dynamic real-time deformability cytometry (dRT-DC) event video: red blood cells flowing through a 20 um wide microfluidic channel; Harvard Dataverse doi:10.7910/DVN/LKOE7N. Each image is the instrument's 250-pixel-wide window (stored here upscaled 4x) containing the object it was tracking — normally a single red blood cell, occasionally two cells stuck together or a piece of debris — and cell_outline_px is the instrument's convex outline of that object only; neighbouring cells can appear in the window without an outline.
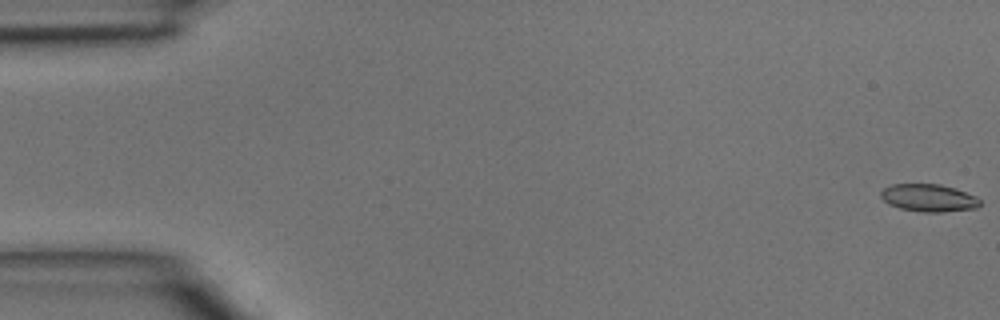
{"species": "common noctule bat (a hibernating species)", "species_latin": "Nyctalus noctula", "temperature_condition": "room temperature", "stored_images_in_passage": 46, "camera_frame_rate_fps": 3000, "um_per_image_px": 0.085, "animal": {"sex": "male", "body_mass_g": 15.6}, "frame": {"image": 1, "passage_image": 1, "time_ms": 0.0, "image_size_px": [1000, 320], "cell_outline_px": [[980, 204], [976, 208], [940, 212], [924, 212], [900, 208], [888, 204], [880, 196], [880, 192], [884, 188], [892, 184], [940, 184], [956, 188], [976, 196], [980, 200]], "centroid_in_image_um": [78.93, 16.81], "position_along_channel_um": 6.1, "area_um2": 15.9}}
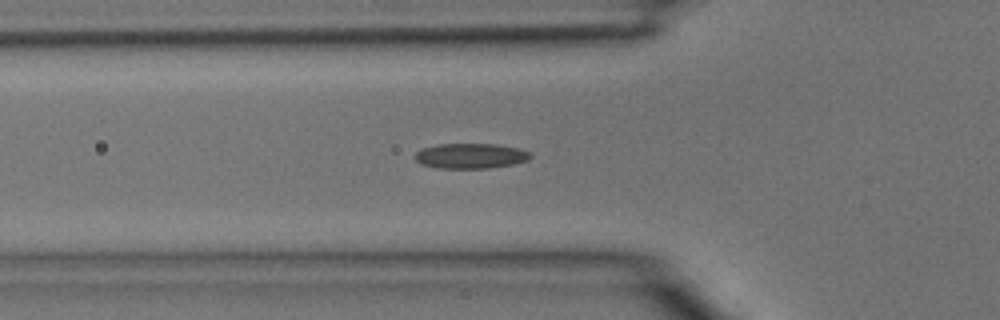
{"frame": {"image": 2, "passage_image": 16, "time_ms": 5.0, "image_size_px": [1000, 320], "cell_outline_px": [[532, 156], [528, 160], [512, 164], [488, 168], [436, 168], [420, 164], [412, 156], [420, 148], [436, 144], [496, 144], [520, 148], [528, 152]], "centroid_in_image_um": [39.94, 13.24], "position_along_channel_um": 85.9, "area_um2": 17.11}}
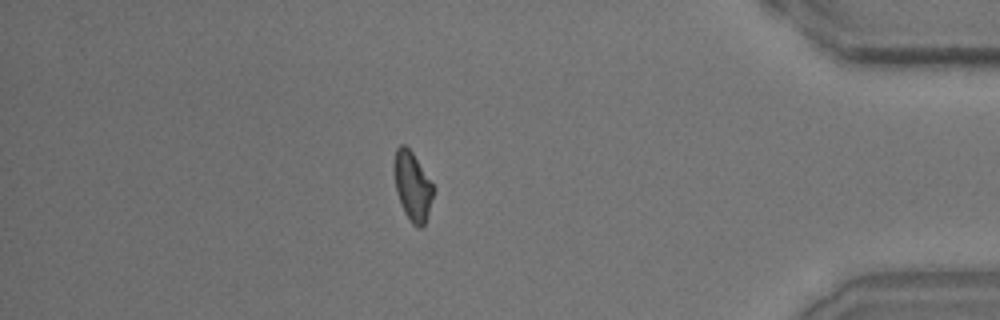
{"frame": {"image": 3, "passage_image": 40, "time_ms": 13.0, "image_size_px": [1000, 320], "cell_outline_px": [[436, 188], [424, 224], [420, 228], [416, 228], [412, 224], [404, 212], [400, 204], [396, 192], [392, 168], [392, 164], [396, 148], [400, 144], [404, 144], [412, 152]], "centroid_in_image_um": [35.03, 15.8], "position_along_channel_um": 400.2, "area_um2": 16.13}}